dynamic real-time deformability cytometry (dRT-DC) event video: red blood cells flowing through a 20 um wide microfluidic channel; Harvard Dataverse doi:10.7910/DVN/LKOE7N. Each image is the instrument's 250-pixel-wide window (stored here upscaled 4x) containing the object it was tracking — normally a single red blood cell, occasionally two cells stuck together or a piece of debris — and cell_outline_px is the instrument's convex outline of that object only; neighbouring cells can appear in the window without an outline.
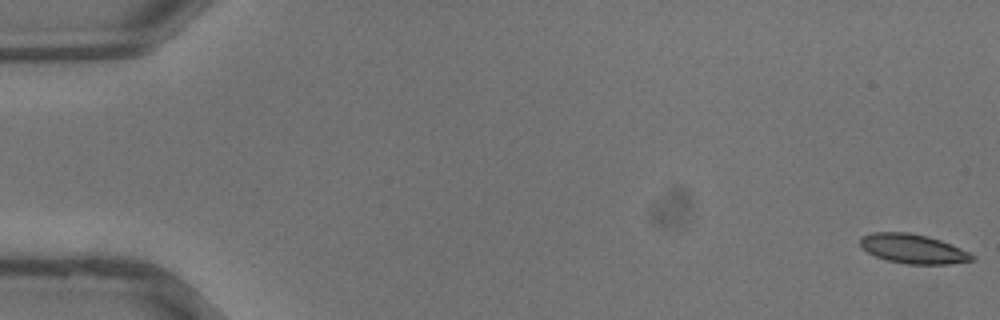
{"species": "common noctule bat (a hibernating species)", "species_latin": "Nyctalus noctula", "temperature_condition": "warm", "stored_images_in_passage": 38, "camera_frame_rate_fps": 3000, "um_per_image_px": 0.085, "animal": {"sex": "male", "body_mass_g": 13.3}, "frame": {"image": 1, "passage_image": 1, "time_ms": 0.0, "image_size_px": [1000, 320], "cell_outline_px": [[976, 260], [948, 264], [908, 264], [888, 260], [876, 256], [860, 248], [860, 236], [872, 232], [908, 232], [928, 236], [940, 240], [972, 252], [976, 256]], "centroid_in_image_um": [77.64, 21.14], "position_along_channel_um": 7.4, "area_um2": 19.36}}
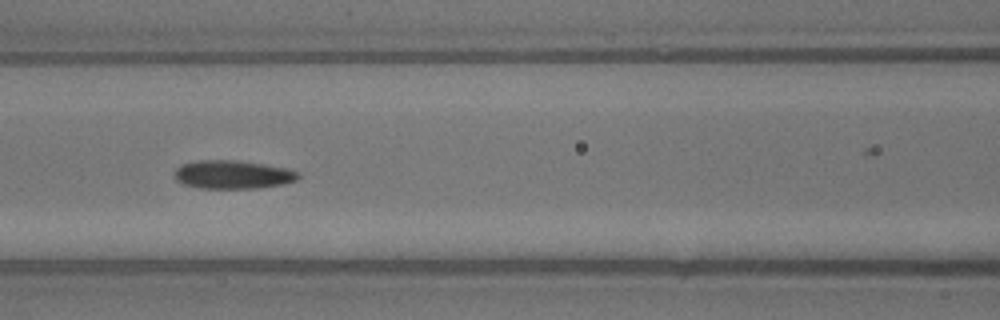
{"frame": {"image": 2, "passage_image": 17, "time_ms": 5.333, "image_size_px": [1000, 320], "cell_outline_px": [[300, 176], [296, 180], [280, 184], [256, 188], [200, 188], [184, 184], [176, 180], [176, 168], [180, 164], [196, 160], [236, 160], [264, 164], [284, 168], [296, 172]], "centroid_in_image_um": [19.73, 14.83], "position_along_channel_um": 146.9, "area_um2": 20.23}}
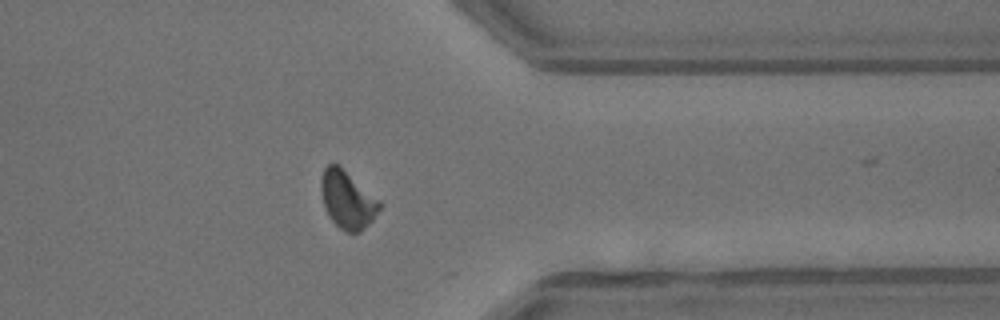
{"frame": {"image": 3, "passage_image": 30, "time_ms": 9.667, "image_size_px": [1000, 320], "cell_outline_px": [[384, 204], [372, 220], [360, 232], [348, 232], [340, 228], [328, 216], [324, 208], [320, 188], [320, 180], [324, 168], [328, 164], [340, 164], [380, 200]], "centroid_in_image_um": [29.53, 16.94], "position_along_channel_um": 381.9, "area_um2": 20.0}}